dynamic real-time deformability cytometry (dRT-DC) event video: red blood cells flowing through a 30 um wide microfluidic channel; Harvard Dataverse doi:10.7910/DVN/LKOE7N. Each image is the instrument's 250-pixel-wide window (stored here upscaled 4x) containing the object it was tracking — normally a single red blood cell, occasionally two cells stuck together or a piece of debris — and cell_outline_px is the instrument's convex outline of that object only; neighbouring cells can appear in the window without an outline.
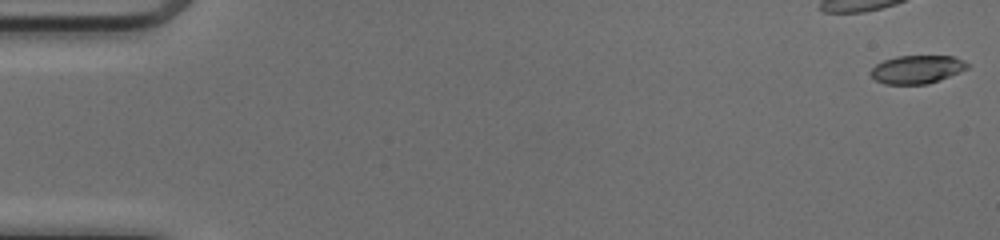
{"species": "common noctule bat (a hibernating species)", "species_latin": "Nyctalus noctula", "temperature_condition": "cold", "stored_images_in_passage": 47, "camera_frame_rate_fps": 3000, "um_per_image_px": 0.085, "animal": {"sex": "female", "body_mass_g": 17.0, "forearm_length_mm": 48.0}, "frame": {"image": 1, "passage_image": 1, "time_ms": 0.0, "image_size_px": [1000, 240], "cell_outline_px": [[968, 68], [960, 72], [928, 84], [884, 84], [876, 80], [868, 72], [876, 64], [884, 60], [896, 56], [952, 56], [968, 64]], "centroid_in_image_um": [77.9, 5.9], "position_along_channel_um": 7.1, "area_um2": 15.78}}
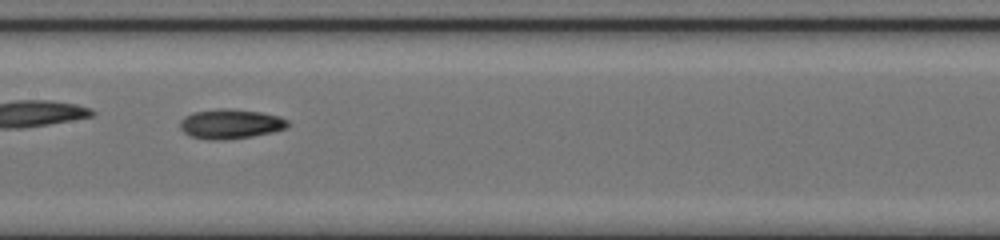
{"frame": {"image": 2, "passage_image": 26, "time_ms": 8.333, "image_size_px": [1000, 240], "cell_outline_px": [[288, 128], [272, 132], [252, 136], [224, 140], [212, 140], [192, 136], [184, 132], [180, 128], [180, 120], [184, 116], [192, 112], [220, 108], [228, 108], [260, 112], [280, 116], [288, 120]], "centroid_in_image_um": [19.59, 10.52], "position_along_channel_um": 187.8, "area_um2": 18.67}}
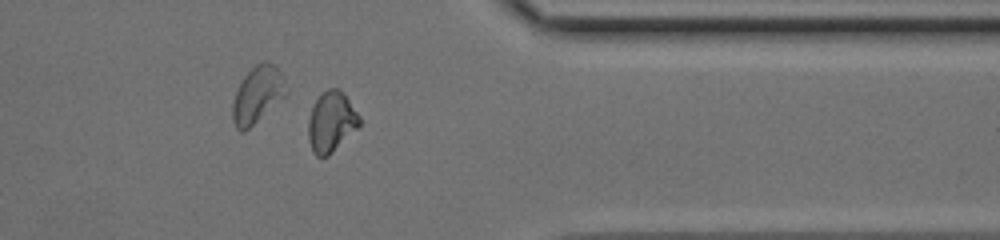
{"frame": {"image": 3, "passage_image": 41, "time_ms": 13.333, "image_size_px": [1000, 240], "cell_outline_px": [[360, 124], [328, 156], [316, 156], [312, 152], [308, 140], [308, 120], [312, 108], [316, 100], [328, 88], [336, 88], [348, 100], [360, 116]], "centroid_in_image_um": [28.12, 10.38], "position_along_channel_um": 383.3, "area_um2": 17.51}, "authors_computed_cell_mechanics": {"area_um2": 17.051, "velocity_mm_per_s": 4.1323, "shape_relaxation_time_tau1_ms": null, "shape_relaxation_time_tau2_ms": 9.5479, "deformation_change_tau1": null, "deformation_change_tau2": 0.1627}}